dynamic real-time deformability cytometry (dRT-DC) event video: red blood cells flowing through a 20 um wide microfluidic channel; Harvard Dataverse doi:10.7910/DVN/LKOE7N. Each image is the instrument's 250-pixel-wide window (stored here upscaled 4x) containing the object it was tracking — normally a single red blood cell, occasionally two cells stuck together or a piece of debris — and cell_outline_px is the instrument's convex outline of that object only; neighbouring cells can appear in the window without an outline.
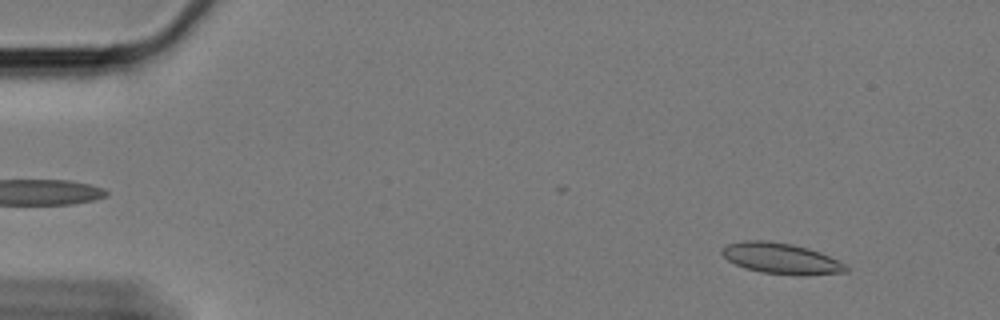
{"species": "Egyptian fruit bat (a non-hibernating species)", "species_latin": "Rousettus aegyptiacus", "temperature_condition": "cold", "stored_images_in_passage": 60, "camera_frame_rate_fps": 3000, "um_per_image_px": 0.085, "animal": {"sex": "female"}, "frame": {"image": 1, "passage_image": 6, "time_ms": 1.667, "image_size_px": [1000, 320], "cell_outline_px": [[848, 272], [760, 272], [744, 268], [728, 260], [720, 252], [728, 244], [744, 240], [764, 240], [792, 244], [808, 248], [828, 256], [844, 264], [848, 268]], "centroid_in_image_um": [66.27, 21.9], "position_along_channel_um": 18.7, "area_um2": 20.92}}
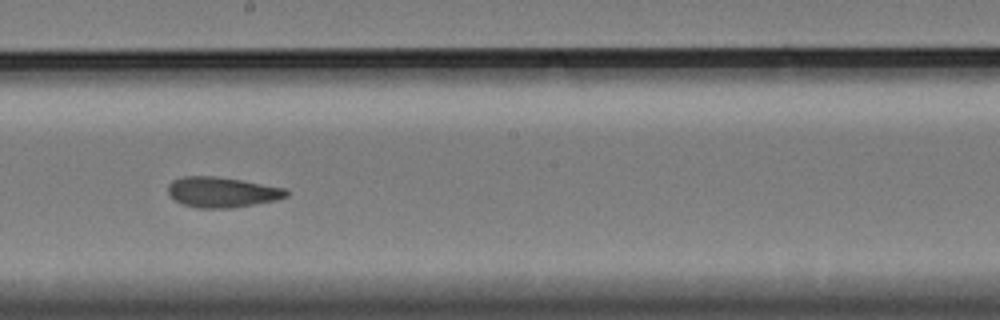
{"frame": {"image": 2, "passage_image": 34, "time_ms": 11.0, "image_size_px": [1000, 320], "cell_outline_px": [[288, 196], [276, 200], [232, 208], [196, 208], [180, 204], [168, 192], [168, 184], [172, 180], [184, 176], [216, 176], [240, 180], [284, 188], [288, 192]], "centroid_in_image_um": [18.84, 16.34], "position_along_channel_um": 229.4, "area_um2": 20.87}}
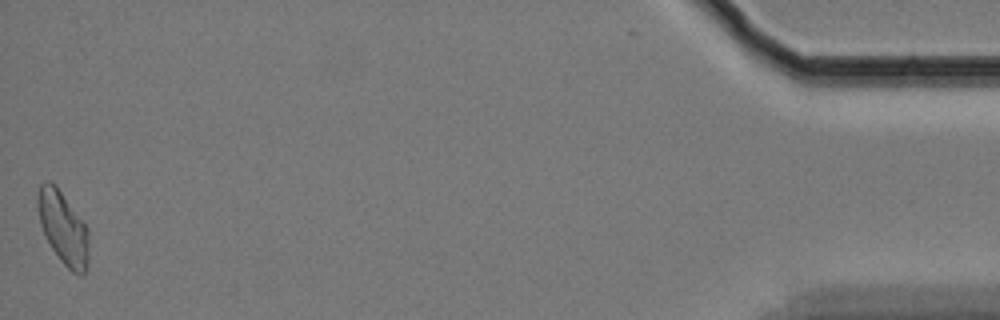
{"frame": {"image": 3, "passage_image": 60, "time_ms": 19.667, "image_size_px": [1000, 320], "cell_outline_px": [[88, 264], [84, 276], [80, 276], [72, 272], [60, 260], [44, 236], [40, 224], [36, 204], [36, 196], [40, 184], [56, 184], [88, 228]], "centroid_in_image_um": [5.36, 19.4], "position_along_channel_um": 429.8, "area_um2": 21.79}, "authors_computed_cell_mechanics": {"area_um2": 21.1259, "velocity_mm_per_s": 3.3243, "shape_relaxation_time_tau1_ms": null, "shape_relaxation_time_tau2_ms": 3.9832, "deformation_change_tau1": null, "deformation_change_tau2": 0.0763}}